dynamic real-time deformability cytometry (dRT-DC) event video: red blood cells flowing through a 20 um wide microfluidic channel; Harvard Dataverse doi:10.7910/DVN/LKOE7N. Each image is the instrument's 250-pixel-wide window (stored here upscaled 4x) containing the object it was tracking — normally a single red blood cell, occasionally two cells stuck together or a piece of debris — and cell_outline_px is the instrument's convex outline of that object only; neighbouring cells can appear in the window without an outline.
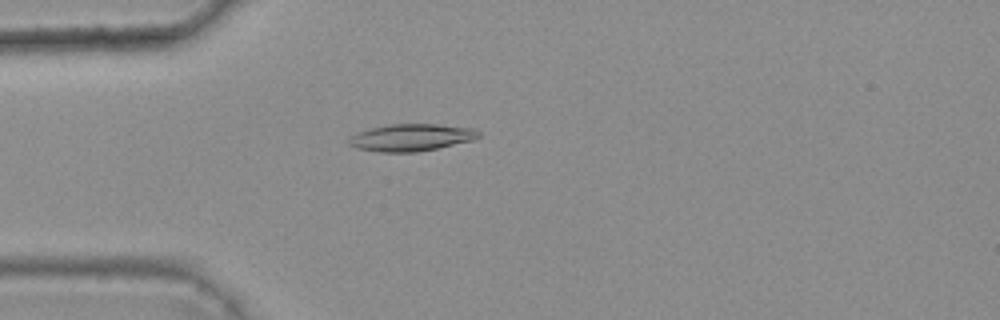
{"species": "common noctule bat (a hibernating species)", "species_latin": "Nyctalus noctula", "temperature_condition": "warm", "stored_images_in_passage": 6, "camera_frame_rate_fps": 3000, "um_per_image_px": 0.085, "animal": {"sex": "female", "body_mass_g": 25.1}, "frame": {"image": 1, "passage_image": 5, "time_ms": 1.333, "image_size_px": [1000, 320], "cell_outline_px": [[480, 136], [472, 140], [436, 148], [416, 152], [380, 152], [356, 148], [348, 144], [348, 140], [352, 136], [360, 132], [372, 128], [388, 124], [436, 124], [472, 128], [480, 132]], "centroid_in_image_um": [34.95, 11.69], "position_along_channel_um": 50.1, "area_um2": 20.23}}